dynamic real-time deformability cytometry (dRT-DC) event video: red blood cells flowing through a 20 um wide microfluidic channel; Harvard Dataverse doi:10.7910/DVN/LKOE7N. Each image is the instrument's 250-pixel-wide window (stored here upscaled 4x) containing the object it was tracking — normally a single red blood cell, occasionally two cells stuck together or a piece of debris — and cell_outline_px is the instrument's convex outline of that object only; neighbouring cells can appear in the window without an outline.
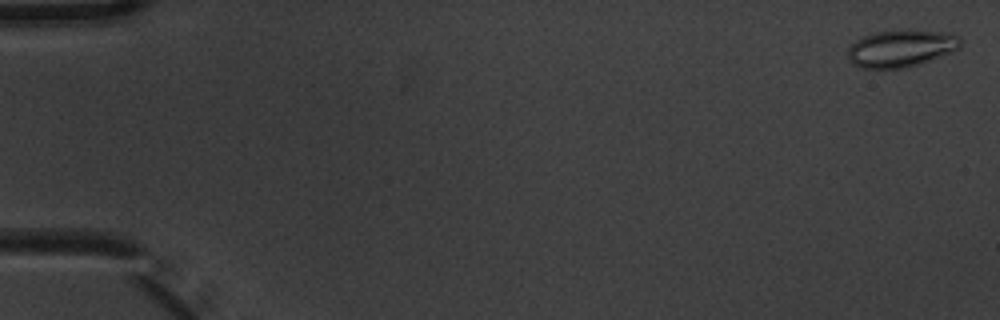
{"species": "common noctule bat (a hibernating species)", "species_latin": "Nyctalus noctula", "temperature_condition": "warm", "stored_images_in_passage": 7, "camera_frame_rate_fps": 3000, "um_per_image_px": 0.085, "animal": {"sex": "male", "body_mass_g": 20.1, "forearm_length_mm": 53.5}, "frame": {"image": 1, "passage_image": 1, "time_ms": 0.0, "image_size_px": [1000, 320], "cell_outline_px": [[960, 44], [952, 52], [908, 68], [860, 68], [852, 64], [848, 60], [848, 48], [856, 40], [864, 36], [876, 32], [940, 32], [960, 36]], "centroid_in_image_um": [76.53, 4.16], "position_along_channel_um": 8.5, "area_um2": 23.64}}
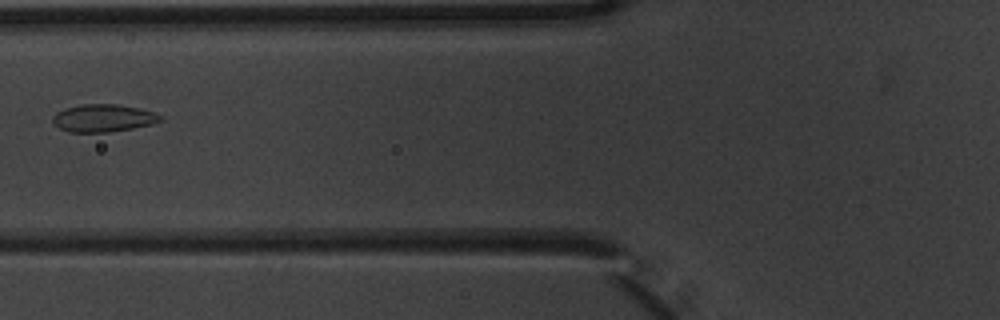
{"frame": {"image": 2, "passage_image": 6, "time_ms": 1.667, "image_size_px": [1000, 320], "cell_outline_px": [[164, 120], [152, 124], [132, 128], [108, 132], [68, 132], [60, 128], [52, 120], [52, 116], [56, 112], [64, 108], [80, 104], [116, 104], [140, 108], [156, 112], [164, 116]], "centroid_in_image_um": [8.81, 10.02], "position_along_channel_um": 117.0, "area_um2": 17.51}}
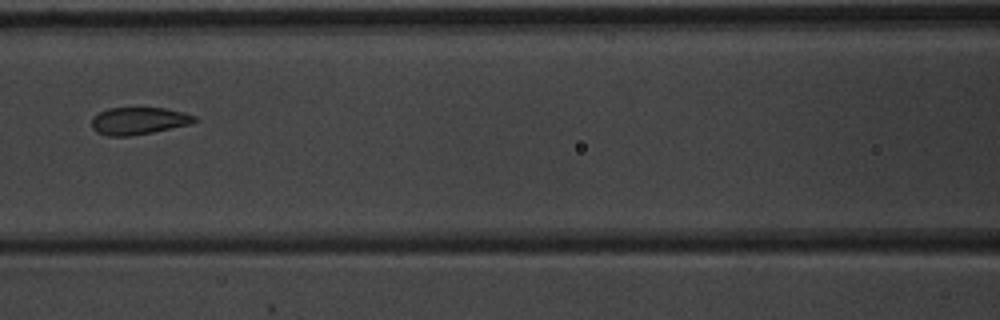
{"frame": {"image": 3, "passage_image": 7, "time_ms": 2.0, "image_size_px": [1000, 320], "cell_outline_px": [[200, 120], [192, 124], [152, 132], [128, 136], [108, 136], [96, 132], [92, 128], [92, 116], [108, 108], [164, 108], [184, 112], [196, 116]], "centroid_in_image_um": [11.81, 10.27], "position_along_channel_um": 154.8, "area_um2": 16.47}}